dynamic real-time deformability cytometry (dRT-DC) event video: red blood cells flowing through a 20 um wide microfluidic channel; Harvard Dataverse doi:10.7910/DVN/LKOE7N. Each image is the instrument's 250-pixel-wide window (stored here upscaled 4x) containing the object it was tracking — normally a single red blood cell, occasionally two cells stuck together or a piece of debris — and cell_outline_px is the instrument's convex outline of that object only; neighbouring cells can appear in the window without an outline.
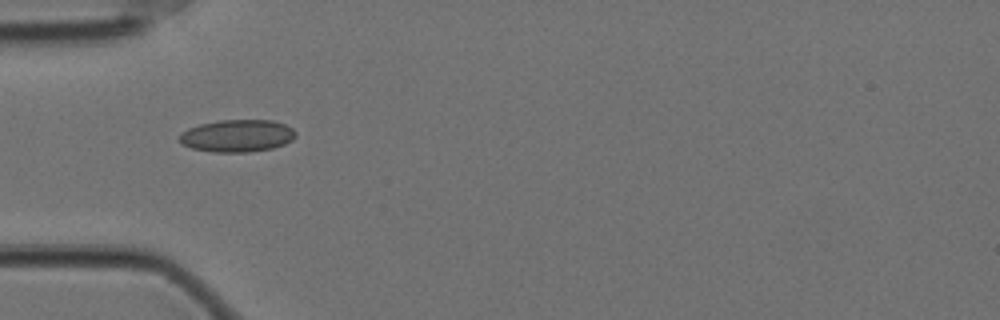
{"species": "Egyptian fruit bat (a non-hibernating species)", "species_latin": "Rousettus aegyptiacus", "temperature_condition": "cold", "stored_images_in_passage": 11, "camera_frame_rate_fps": 3000, "um_per_image_px": 0.085, "animal": {"sex": "female"}, "frame": {"image": 1, "passage_image": 1, "time_ms": 0.0, "image_size_px": [1000, 320], "cell_outline_px": [[296, 136], [292, 140], [284, 144], [272, 148], [248, 152], [212, 152], [192, 148], [180, 144], [176, 140], [180, 132], [188, 128], [200, 124], [220, 120], [272, 120], [284, 124], [292, 128], [296, 132]], "centroid_in_image_um": [20.11, 11.54], "position_along_channel_um": 64.9, "area_um2": 22.14}}
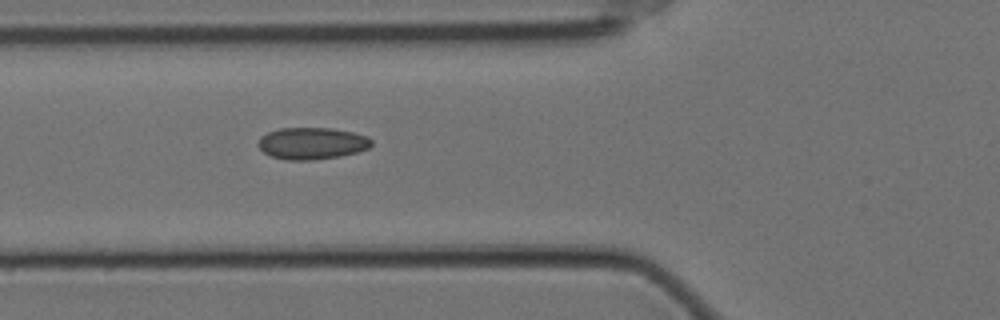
{"frame": {"image": 2, "passage_image": 4, "time_ms": 1.0, "image_size_px": [1000, 320], "cell_outline_px": [[372, 144], [368, 148], [356, 152], [340, 156], [316, 160], [284, 160], [272, 156], [264, 152], [256, 144], [260, 136], [268, 132], [280, 128], [332, 128], [352, 132], [368, 136], [372, 140]], "centroid_in_image_um": [26.5, 12.18], "position_along_channel_um": 99.3, "area_um2": 21.15}}
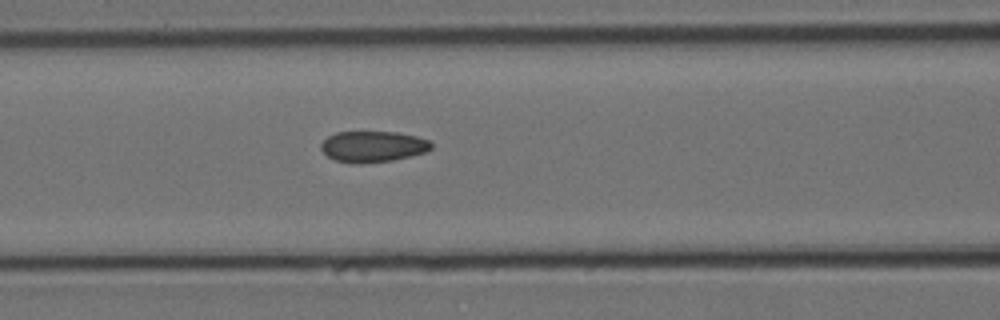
{"frame": {"image": 3, "passage_image": 7, "time_ms": 2.0, "image_size_px": [1000, 320], "cell_outline_px": [[432, 148], [424, 152], [392, 160], [360, 164], [352, 164], [336, 160], [328, 156], [320, 148], [320, 144], [328, 136], [336, 132], [396, 132], [416, 136], [428, 140], [432, 144]], "centroid_in_image_um": [31.66, 12.46], "position_along_channel_um": 134.9, "area_um2": 19.83}}